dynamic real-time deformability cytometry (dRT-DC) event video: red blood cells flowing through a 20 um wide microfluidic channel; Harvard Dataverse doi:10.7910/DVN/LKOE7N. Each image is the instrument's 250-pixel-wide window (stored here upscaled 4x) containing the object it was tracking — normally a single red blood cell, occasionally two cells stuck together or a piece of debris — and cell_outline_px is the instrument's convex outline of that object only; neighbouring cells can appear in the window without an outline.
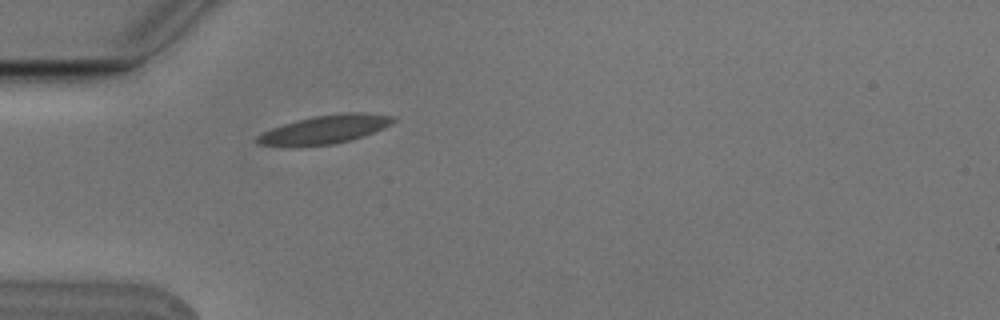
{"species": "Egyptian fruit bat (a non-hibernating species)", "species_latin": "Rousettus aegyptiacus", "temperature_condition": "cold", "stored_images_in_passage": 1, "camera_frame_rate_fps": 3000, "um_per_image_px": 0.085, "animal": {"sex": "male"}, "frame": {"image": 1, "passage_image": 1, "time_ms": 0.0, "image_size_px": [1000, 320], "cell_outline_px": [[396, 120], [364, 136], [352, 140], [332, 144], [256, 144], [252, 140], [256, 136], [272, 128], [296, 120], [312, 116], [344, 112], [364, 112], [392, 116]], "centroid_in_image_um": [27.62, 10.96], "position_along_channel_um": 57.4, "area_um2": 21.85}}